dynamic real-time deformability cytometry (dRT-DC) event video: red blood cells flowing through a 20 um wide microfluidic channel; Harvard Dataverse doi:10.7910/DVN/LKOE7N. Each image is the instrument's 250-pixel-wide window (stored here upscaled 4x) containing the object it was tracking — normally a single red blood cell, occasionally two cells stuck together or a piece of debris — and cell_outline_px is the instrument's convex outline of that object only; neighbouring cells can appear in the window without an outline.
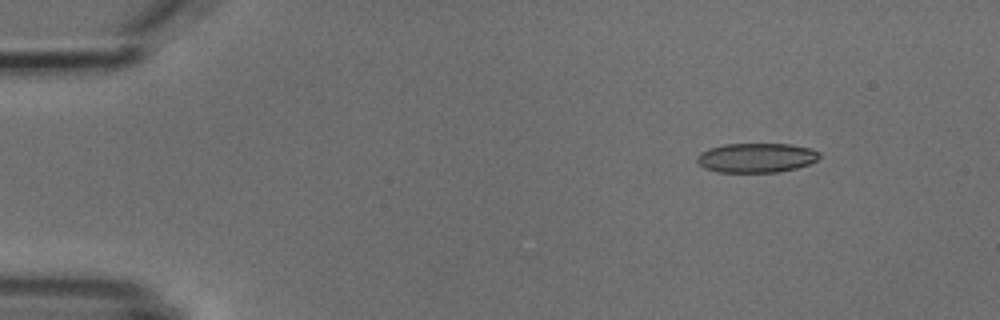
{"species": "common noctule bat (a hibernating species)", "species_latin": "Nyctalus noctula", "temperature_condition": "cold", "stored_images_in_passage": 9, "camera_frame_rate_fps": 3000, "um_per_image_px": 0.085, "animal": {"sex": "male", "body_mass_g": 18.8}, "frame": {"image": 1, "passage_image": 2, "time_ms": 1.333, "image_size_px": [1000, 320], "cell_outline_px": [[820, 156], [816, 160], [808, 164], [796, 168], [776, 172], [716, 172], [704, 168], [696, 160], [696, 156], [700, 152], [708, 148], [724, 144], [792, 144], [812, 148], [820, 152]], "centroid_in_image_um": [64.27, 13.4], "position_along_channel_um": 20.7, "area_um2": 21.15}}
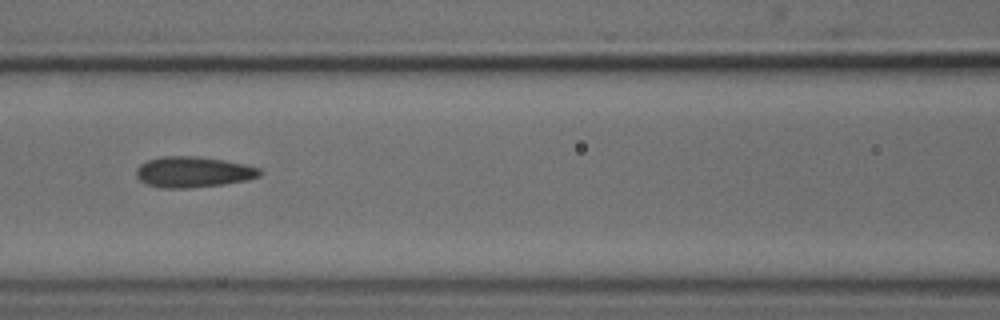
{"frame": {"image": 2, "passage_image": 7, "time_ms": 7.0, "image_size_px": [1000, 320], "cell_outline_px": [[264, 172], [260, 176], [248, 180], [224, 184], [188, 188], [160, 188], [148, 184], [140, 180], [136, 176], [136, 168], [140, 164], [148, 160], [160, 156], [196, 156], [224, 160], [244, 164], [260, 168]], "centroid_in_image_um": [16.44, 14.62], "position_along_channel_um": 150.2, "area_um2": 22.31}}
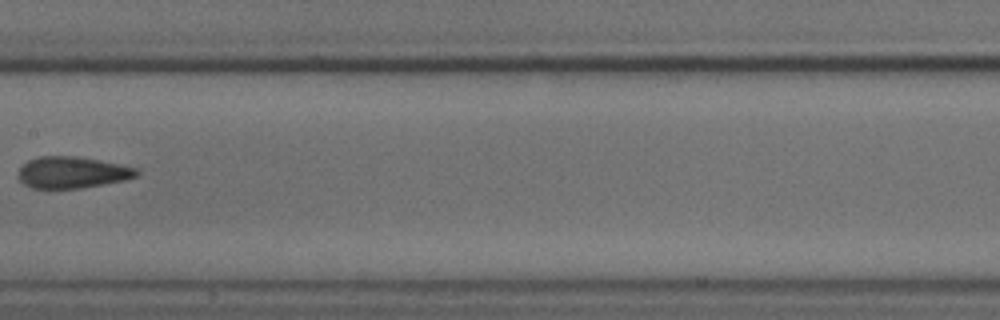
{"frame": {"image": 3, "passage_image": 8, "time_ms": 8.333, "image_size_px": [1000, 320], "cell_outline_px": [[140, 172], [136, 176], [124, 180], [104, 184], [80, 188], [32, 188], [24, 184], [16, 176], [20, 168], [28, 160], [40, 156], [76, 156], [100, 160], [120, 164], [136, 168]], "centroid_in_image_um": [6.12, 14.65], "position_along_channel_um": 201.3, "area_um2": 21.73}}